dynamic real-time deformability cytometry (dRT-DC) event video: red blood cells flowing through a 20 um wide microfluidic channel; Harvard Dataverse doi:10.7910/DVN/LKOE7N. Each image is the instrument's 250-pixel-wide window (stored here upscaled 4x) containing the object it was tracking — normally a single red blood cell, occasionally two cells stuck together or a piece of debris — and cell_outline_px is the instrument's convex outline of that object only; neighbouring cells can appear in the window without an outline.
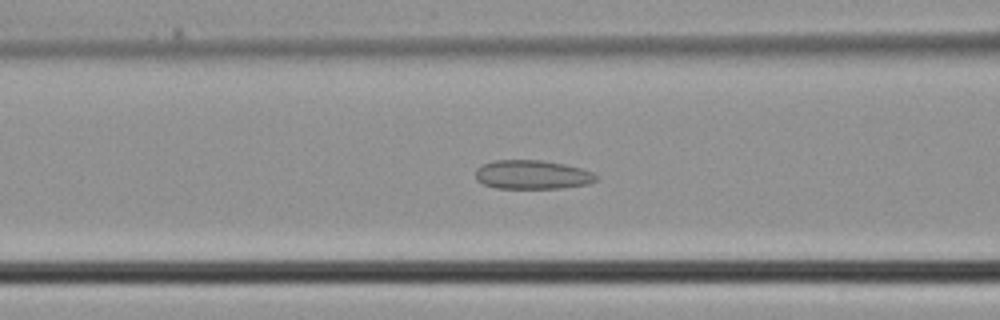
{"species": "common noctule bat (a hibernating species)", "species_latin": "Nyctalus noctula", "temperature_condition": "cold", "stored_images_in_passage": 30, "camera_frame_rate_fps": 3000, "um_per_image_px": 0.085, "animal": {"sex": "male", "body_mass_g": 21.5, "forearm_length_mm": 52.0}, "frame": {"image": 1, "passage_image": 7, "time_ms": 2.0, "image_size_px": [1000, 320], "cell_outline_px": [[600, 176], [596, 180], [588, 184], [560, 188], [496, 188], [484, 184], [476, 180], [476, 168], [480, 164], [496, 160], [540, 160], [564, 164], [580, 168], [592, 172]], "centroid_in_image_um": [45.23, 14.84], "position_along_channel_um": 121.4, "area_um2": 20.4}}
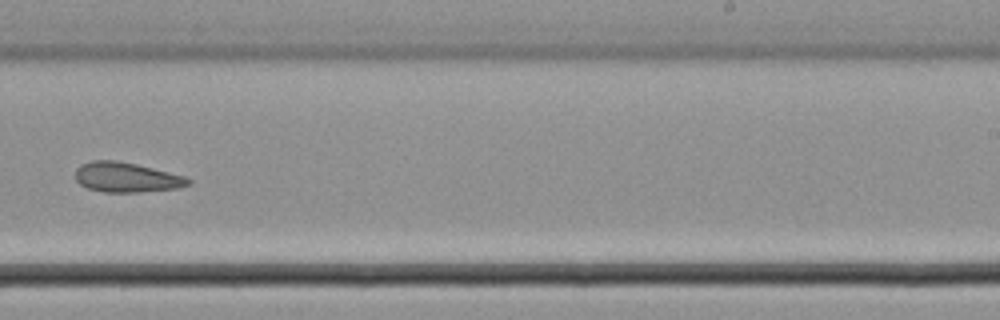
{"frame": {"image": 2, "passage_image": 16, "time_ms": 5.0, "image_size_px": [1000, 320], "cell_outline_px": [[192, 184], [180, 188], [140, 192], [104, 192], [88, 188], [80, 184], [76, 180], [76, 168], [80, 164], [92, 160], [112, 160], [136, 164], [184, 176], [192, 180]], "centroid_in_image_um": [10.76, 15.08], "position_along_channel_um": 278.2, "area_um2": 19.65}}
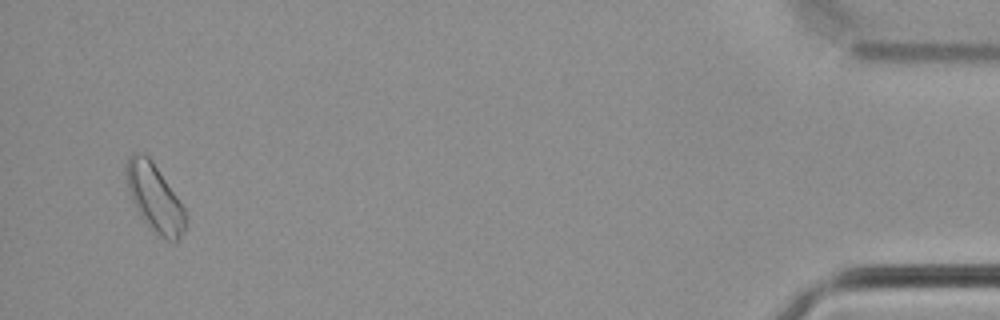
{"frame": {"image": 3, "passage_image": 29, "time_ms": 9.333, "image_size_px": [1000, 320], "cell_outline_px": [[184, 228], [176, 244], [172, 244], [156, 236], [148, 228], [140, 216], [132, 200], [128, 188], [124, 172], [124, 164], [128, 156], [132, 152], [140, 152], [148, 156], [152, 160], [184, 208]], "centroid_in_image_um": [13.09, 16.83], "position_along_channel_um": 422.1, "area_um2": 23.64}}